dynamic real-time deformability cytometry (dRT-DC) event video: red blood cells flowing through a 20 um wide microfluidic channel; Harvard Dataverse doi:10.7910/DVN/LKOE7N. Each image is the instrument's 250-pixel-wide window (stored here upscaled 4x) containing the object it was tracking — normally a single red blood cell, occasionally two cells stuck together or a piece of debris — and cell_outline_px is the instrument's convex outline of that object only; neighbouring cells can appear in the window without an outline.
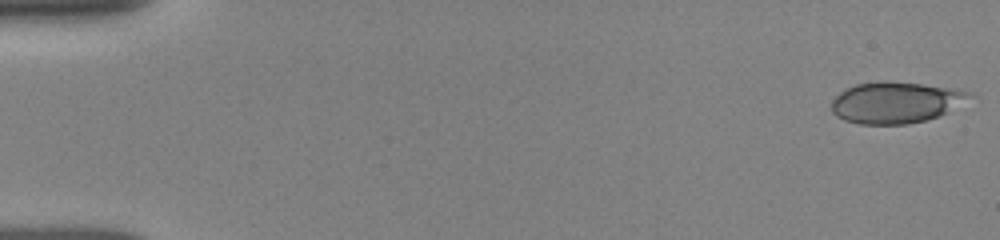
{"species": "human", "species_latin": "Homo sapiens", "temperature_condition": "room temperature", "stored_images_in_passage": 48, "camera_frame_rate_fps": 3000, "um_per_image_px": 0.085, "donor": {"sex": "female"}, "frame": {"image": 1, "passage_image": 1, "time_ms": 0.0, "image_size_px": [1000, 240], "cell_outline_px": [[972, 96], [948, 112], [940, 116], [908, 124], [860, 124], [844, 120], [836, 116], [832, 112], [832, 100], [844, 88], [856, 84], [884, 80], [956, 88], [968, 92]], "centroid_in_image_um": [76.1, 8.7], "position_along_channel_um": 8.9, "area_um2": 33.18}}
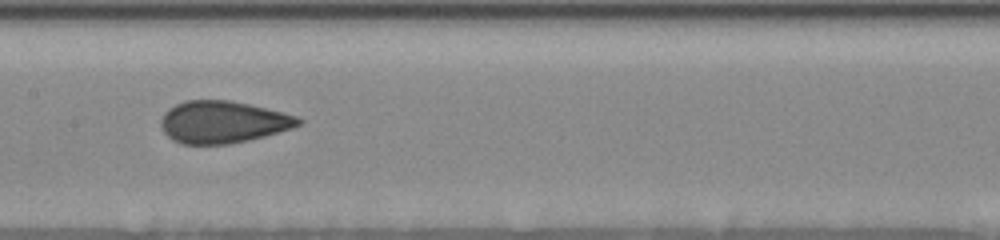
{"frame": {"image": 2, "passage_image": 27, "time_ms": 8.333, "image_size_px": [1000, 240], "cell_outline_px": [[304, 120], [300, 124], [292, 128], [264, 136], [248, 140], [228, 144], [180, 144], [172, 140], [164, 132], [160, 124], [160, 120], [164, 112], [168, 108], [184, 100], [228, 100], [248, 104], [296, 116]], "centroid_in_image_um": [18.89, 10.37], "position_along_channel_um": 188.5, "area_um2": 33.64}}
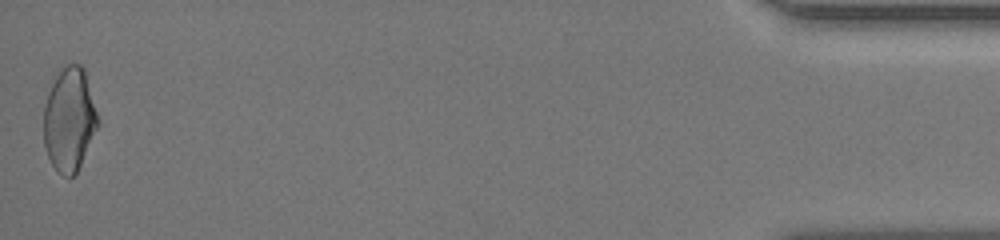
{"frame": {"image": 3, "passage_image": 48, "time_ms": 16.667, "image_size_px": [1000, 240], "cell_outline_px": [[100, 124], [76, 172], [72, 176], [64, 176], [56, 172], [48, 156], [44, 144], [44, 104], [48, 92], [56, 76], [68, 64], [80, 64], [84, 68], [100, 120]], "centroid_in_image_um": [5.91, 10.17], "position_along_channel_um": 429.3, "area_um2": 32.66}, "authors_computed_cell_mechanics": {"area_um2": 33.3795, "velocity_mm_per_s": 3.9172, "shape_relaxation_time_tau1_ms": 6.8427, "shape_relaxation_time_tau2_ms": 0.964, "deformation_change_tau1": 0.1285, "deformation_change_tau2": 0.0496}}